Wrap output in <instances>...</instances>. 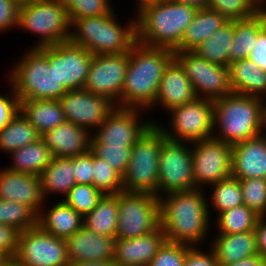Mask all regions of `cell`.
<instances>
[{
	"label": "cell",
	"mask_w": 266,
	"mask_h": 266,
	"mask_svg": "<svg viewBox=\"0 0 266 266\" xmlns=\"http://www.w3.org/2000/svg\"><path fill=\"white\" fill-rule=\"evenodd\" d=\"M174 59V51L139 43L129 51V65L121 91V106L129 108L155 105L161 78Z\"/></svg>",
	"instance_id": "1"
},
{
	"label": "cell",
	"mask_w": 266,
	"mask_h": 266,
	"mask_svg": "<svg viewBox=\"0 0 266 266\" xmlns=\"http://www.w3.org/2000/svg\"><path fill=\"white\" fill-rule=\"evenodd\" d=\"M201 192L195 188L167 194L166 200L159 198L160 227L166 241L192 247L204 240L210 219L208 203Z\"/></svg>",
	"instance_id": "2"
},
{
	"label": "cell",
	"mask_w": 266,
	"mask_h": 266,
	"mask_svg": "<svg viewBox=\"0 0 266 266\" xmlns=\"http://www.w3.org/2000/svg\"><path fill=\"white\" fill-rule=\"evenodd\" d=\"M10 73L19 100H59L67 92L56 75V44L33 47Z\"/></svg>",
	"instance_id": "3"
},
{
	"label": "cell",
	"mask_w": 266,
	"mask_h": 266,
	"mask_svg": "<svg viewBox=\"0 0 266 266\" xmlns=\"http://www.w3.org/2000/svg\"><path fill=\"white\" fill-rule=\"evenodd\" d=\"M198 9L174 0L146 7L136 18L137 41L175 50Z\"/></svg>",
	"instance_id": "4"
},
{
	"label": "cell",
	"mask_w": 266,
	"mask_h": 266,
	"mask_svg": "<svg viewBox=\"0 0 266 266\" xmlns=\"http://www.w3.org/2000/svg\"><path fill=\"white\" fill-rule=\"evenodd\" d=\"M263 100L260 97L231 93L213 102V136L226 144L234 145L262 134Z\"/></svg>",
	"instance_id": "5"
},
{
	"label": "cell",
	"mask_w": 266,
	"mask_h": 266,
	"mask_svg": "<svg viewBox=\"0 0 266 266\" xmlns=\"http://www.w3.org/2000/svg\"><path fill=\"white\" fill-rule=\"evenodd\" d=\"M114 12L102 16L73 19L69 40L84 47L93 55L121 54L129 52L137 42L136 21L123 28L115 21Z\"/></svg>",
	"instance_id": "6"
},
{
	"label": "cell",
	"mask_w": 266,
	"mask_h": 266,
	"mask_svg": "<svg viewBox=\"0 0 266 266\" xmlns=\"http://www.w3.org/2000/svg\"><path fill=\"white\" fill-rule=\"evenodd\" d=\"M163 133L153 124L132 146V155L122 175L127 192L147 193L160 198L158 193L159 155Z\"/></svg>",
	"instance_id": "7"
},
{
	"label": "cell",
	"mask_w": 266,
	"mask_h": 266,
	"mask_svg": "<svg viewBox=\"0 0 266 266\" xmlns=\"http://www.w3.org/2000/svg\"><path fill=\"white\" fill-rule=\"evenodd\" d=\"M70 25L62 0H30L20 4L18 26L41 35L34 48L69 40Z\"/></svg>",
	"instance_id": "8"
},
{
	"label": "cell",
	"mask_w": 266,
	"mask_h": 266,
	"mask_svg": "<svg viewBox=\"0 0 266 266\" xmlns=\"http://www.w3.org/2000/svg\"><path fill=\"white\" fill-rule=\"evenodd\" d=\"M118 213L116 238H136L160 227V201L155 195L120 191Z\"/></svg>",
	"instance_id": "9"
},
{
	"label": "cell",
	"mask_w": 266,
	"mask_h": 266,
	"mask_svg": "<svg viewBox=\"0 0 266 266\" xmlns=\"http://www.w3.org/2000/svg\"><path fill=\"white\" fill-rule=\"evenodd\" d=\"M15 266H68L66 241L39 225L19 232Z\"/></svg>",
	"instance_id": "10"
},
{
	"label": "cell",
	"mask_w": 266,
	"mask_h": 266,
	"mask_svg": "<svg viewBox=\"0 0 266 266\" xmlns=\"http://www.w3.org/2000/svg\"><path fill=\"white\" fill-rule=\"evenodd\" d=\"M174 58L183 67L198 98L203 95V99L214 102L232 93L228 67L209 62L194 51H174Z\"/></svg>",
	"instance_id": "11"
},
{
	"label": "cell",
	"mask_w": 266,
	"mask_h": 266,
	"mask_svg": "<svg viewBox=\"0 0 266 266\" xmlns=\"http://www.w3.org/2000/svg\"><path fill=\"white\" fill-rule=\"evenodd\" d=\"M182 141L167 139L163 134V143L159 155L158 192L167 194L194 190L195 181L192 170V149Z\"/></svg>",
	"instance_id": "12"
},
{
	"label": "cell",
	"mask_w": 266,
	"mask_h": 266,
	"mask_svg": "<svg viewBox=\"0 0 266 266\" xmlns=\"http://www.w3.org/2000/svg\"><path fill=\"white\" fill-rule=\"evenodd\" d=\"M170 112L174 132L158 126L167 139L193 143L214 136L213 101L197 97Z\"/></svg>",
	"instance_id": "13"
},
{
	"label": "cell",
	"mask_w": 266,
	"mask_h": 266,
	"mask_svg": "<svg viewBox=\"0 0 266 266\" xmlns=\"http://www.w3.org/2000/svg\"><path fill=\"white\" fill-rule=\"evenodd\" d=\"M195 143V144H194ZM192 170L195 187L232 176V145L214 137L193 142Z\"/></svg>",
	"instance_id": "14"
},
{
	"label": "cell",
	"mask_w": 266,
	"mask_h": 266,
	"mask_svg": "<svg viewBox=\"0 0 266 266\" xmlns=\"http://www.w3.org/2000/svg\"><path fill=\"white\" fill-rule=\"evenodd\" d=\"M129 65V52L121 54L93 55L83 89L108 98L118 107L121 91Z\"/></svg>",
	"instance_id": "15"
},
{
	"label": "cell",
	"mask_w": 266,
	"mask_h": 266,
	"mask_svg": "<svg viewBox=\"0 0 266 266\" xmlns=\"http://www.w3.org/2000/svg\"><path fill=\"white\" fill-rule=\"evenodd\" d=\"M66 121L82 128L97 129L116 107L108 98L85 89L67 91L59 100Z\"/></svg>",
	"instance_id": "16"
},
{
	"label": "cell",
	"mask_w": 266,
	"mask_h": 266,
	"mask_svg": "<svg viewBox=\"0 0 266 266\" xmlns=\"http://www.w3.org/2000/svg\"><path fill=\"white\" fill-rule=\"evenodd\" d=\"M137 109L139 108L115 107L93 137L101 145L133 146L154 124L150 121L140 123Z\"/></svg>",
	"instance_id": "17"
},
{
	"label": "cell",
	"mask_w": 266,
	"mask_h": 266,
	"mask_svg": "<svg viewBox=\"0 0 266 266\" xmlns=\"http://www.w3.org/2000/svg\"><path fill=\"white\" fill-rule=\"evenodd\" d=\"M93 54L70 40L56 44V75L67 91L83 89Z\"/></svg>",
	"instance_id": "18"
},
{
	"label": "cell",
	"mask_w": 266,
	"mask_h": 266,
	"mask_svg": "<svg viewBox=\"0 0 266 266\" xmlns=\"http://www.w3.org/2000/svg\"><path fill=\"white\" fill-rule=\"evenodd\" d=\"M0 199L26 204L38 215L45 202L39 176L3 169L0 171Z\"/></svg>",
	"instance_id": "19"
},
{
	"label": "cell",
	"mask_w": 266,
	"mask_h": 266,
	"mask_svg": "<svg viewBox=\"0 0 266 266\" xmlns=\"http://www.w3.org/2000/svg\"><path fill=\"white\" fill-rule=\"evenodd\" d=\"M165 241L161 227L136 238H116L113 261L116 266H149Z\"/></svg>",
	"instance_id": "20"
},
{
	"label": "cell",
	"mask_w": 266,
	"mask_h": 266,
	"mask_svg": "<svg viewBox=\"0 0 266 266\" xmlns=\"http://www.w3.org/2000/svg\"><path fill=\"white\" fill-rule=\"evenodd\" d=\"M65 241L69 262L114 259V237L89 231L83 226Z\"/></svg>",
	"instance_id": "21"
},
{
	"label": "cell",
	"mask_w": 266,
	"mask_h": 266,
	"mask_svg": "<svg viewBox=\"0 0 266 266\" xmlns=\"http://www.w3.org/2000/svg\"><path fill=\"white\" fill-rule=\"evenodd\" d=\"M232 177L266 178V135L232 145Z\"/></svg>",
	"instance_id": "22"
},
{
	"label": "cell",
	"mask_w": 266,
	"mask_h": 266,
	"mask_svg": "<svg viewBox=\"0 0 266 266\" xmlns=\"http://www.w3.org/2000/svg\"><path fill=\"white\" fill-rule=\"evenodd\" d=\"M90 137L86 129L69 121L41 135L53 157H75L88 153L91 147Z\"/></svg>",
	"instance_id": "23"
},
{
	"label": "cell",
	"mask_w": 266,
	"mask_h": 266,
	"mask_svg": "<svg viewBox=\"0 0 266 266\" xmlns=\"http://www.w3.org/2000/svg\"><path fill=\"white\" fill-rule=\"evenodd\" d=\"M197 98L194 87L183 67L174 58L167 66L155 100L167 110L187 104Z\"/></svg>",
	"instance_id": "24"
},
{
	"label": "cell",
	"mask_w": 266,
	"mask_h": 266,
	"mask_svg": "<svg viewBox=\"0 0 266 266\" xmlns=\"http://www.w3.org/2000/svg\"><path fill=\"white\" fill-rule=\"evenodd\" d=\"M220 266L228 265L258 254L254 230L237 234H219L213 243Z\"/></svg>",
	"instance_id": "25"
},
{
	"label": "cell",
	"mask_w": 266,
	"mask_h": 266,
	"mask_svg": "<svg viewBox=\"0 0 266 266\" xmlns=\"http://www.w3.org/2000/svg\"><path fill=\"white\" fill-rule=\"evenodd\" d=\"M228 70L233 93L260 98L266 93V72L249 58L230 63Z\"/></svg>",
	"instance_id": "26"
},
{
	"label": "cell",
	"mask_w": 266,
	"mask_h": 266,
	"mask_svg": "<svg viewBox=\"0 0 266 266\" xmlns=\"http://www.w3.org/2000/svg\"><path fill=\"white\" fill-rule=\"evenodd\" d=\"M228 21L224 15L208 7L198 9L174 51H193Z\"/></svg>",
	"instance_id": "27"
},
{
	"label": "cell",
	"mask_w": 266,
	"mask_h": 266,
	"mask_svg": "<svg viewBox=\"0 0 266 266\" xmlns=\"http://www.w3.org/2000/svg\"><path fill=\"white\" fill-rule=\"evenodd\" d=\"M48 212L37 215V225L57 238L67 239L83 227L84 217L64 201L53 205Z\"/></svg>",
	"instance_id": "28"
},
{
	"label": "cell",
	"mask_w": 266,
	"mask_h": 266,
	"mask_svg": "<svg viewBox=\"0 0 266 266\" xmlns=\"http://www.w3.org/2000/svg\"><path fill=\"white\" fill-rule=\"evenodd\" d=\"M20 112L40 135L66 121L58 100L23 99L20 100Z\"/></svg>",
	"instance_id": "29"
},
{
	"label": "cell",
	"mask_w": 266,
	"mask_h": 266,
	"mask_svg": "<svg viewBox=\"0 0 266 266\" xmlns=\"http://www.w3.org/2000/svg\"><path fill=\"white\" fill-rule=\"evenodd\" d=\"M118 214V194H104L95 209L84 216L83 226L116 239Z\"/></svg>",
	"instance_id": "30"
},
{
	"label": "cell",
	"mask_w": 266,
	"mask_h": 266,
	"mask_svg": "<svg viewBox=\"0 0 266 266\" xmlns=\"http://www.w3.org/2000/svg\"><path fill=\"white\" fill-rule=\"evenodd\" d=\"M39 178L44 197L50 192H61L66 196L76 185L72 157H53Z\"/></svg>",
	"instance_id": "31"
},
{
	"label": "cell",
	"mask_w": 266,
	"mask_h": 266,
	"mask_svg": "<svg viewBox=\"0 0 266 266\" xmlns=\"http://www.w3.org/2000/svg\"><path fill=\"white\" fill-rule=\"evenodd\" d=\"M13 166L7 168L15 172L31 173L39 176L49 165L53 156L42 138L34 143L13 151Z\"/></svg>",
	"instance_id": "32"
},
{
	"label": "cell",
	"mask_w": 266,
	"mask_h": 266,
	"mask_svg": "<svg viewBox=\"0 0 266 266\" xmlns=\"http://www.w3.org/2000/svg\"><path fill=\"white\" fill-rule=\"evenodd\" d=\"M41 138L37 129L19 111L17 115L0 130V150L13 151L34 143Z\"/></svg>",
	"instance_id": "33"
},
{
	"label": "cell",
	"mask_w": 266,
	"mask_h": 266,
	"mask_svg": "<svg viewBox=\"0 0 266 266\" xmlns=\"http://www.w3.org/2000/svg\"><path fill=\"white\" fill-rule=\"evenodd\" d=\"M233 35L234 20H229L193 51L209 62L229 67V48Z\"/></svg>",
	"instance_id": "34"
},
{
	"label": "cell",
	"mask_w": 266,
	"mask_h": 266,
	"mask_svg": "<svg viewBox=\"0 0 266 266\" xmlns=\"http://www.w3.org/2000/svg\"><path fill=\"white\" fill-rule=\"evenodd\" d=\"M261 29V22L257 14L249 18L234 20L233 42L229 48V64L249 57Z\"/></svg>",
	"instance_id": "35"
},
{
	"label": "cell",
	"mask_w": 266,
	"mask_h": 266,
	"mask_svg": "<svg viewBox=\"0 0 266 266\" xmlns=\"http://www.w3.org/2000/svg\"><path fill=\"white\" fill-rule=\"evenodd\" d=\"M218 229L220 234H237L255 229L259 216L245 204L231 208L218 214Z\"/></svg>",
	"instance_id": "36"
},
{
	"label": "cell",
	"mask_w": 266,
	"mask_h": 266,
	"mask_svg": "<svg viewBox=\"0 0 266 266\" xmlns=\"http://www.w3.org/2000/svg\"><path fill=\"white\" fill-rule=\"evenodd\" d=\"M0 224L23 232L37 225V214L26 204L0 199Z\"/></svg>",
	"instance_id": "37"
},
{
	"label": "cell",
	"mask_w": 266,
	"mask_h": 266,
	"mask_svg": "<svg viewBox=\"0 0 266 266\" xmlns=\"http://www.w3.org/2000/svg\"><path fill=\"white\" fill-rule=\"evenodd\" d=\"M211 185V201L219 214L244 204L239 179L231 176Z\"/></svg>",
	"instance_id": "38"
},
{
	"label": "cell",
	"mask_w": 266,
	"mask_h": 266,
	"mask_svg": "<svg viewBox=\"0 0 266 266\" xmlns=\"http://www.w3.org/2000/svg\"><path fill=\"white\" fill-rule=\"evenodd\" d=\"M92 185L104 194H118L124 191L122 175L105 160L93 154Z\"/></svg>",
	"instance_id": "39"
},
{
	"label": "cell",
	"mask_w": 266,
	"mask_h": 266,
	"mask_svg": "<svg viewBox=\"0 0 266 266\" xmlns=\"http://www.w3.org/2000/svg\"><path fill=\"white\" fill-rule=\"evenodd\" d=\"M103 195L93 185L76 184L63 201L84 217L95 209Z\"/></svg>",
	"instance_id": "40"
},
{
	"label": "cell",
	"mask_w": 266,
	"mask_h": 266,
	"mask_svg": "<svg viewBox=\"0 0 266 266\" xmlns=\"http://www.w3.org/2000/svg\"><path fill=\"white\" fill-rule=\"evenodd\" d=\"M243 203L259 217H266V178L239 180Z\"/></svg>",
	"instance_id": "41"
},
{
	"label": "cell",
	"mask_w": 266,
	"mask_h": 266,
	"mask_svg": "<svg viewBox=\"0 0 266 266\" xmlns=\"http://www.w3.org/2000/svg\"><path fill=\"white\" fill-rule=\"evenodd\" d=\"M90 151L95 156L105 160L113 169L123 175L132 155V146L101 145L92 136Z\"/></svg>",
	"instance_id": "42"
},
{
	"label": "cell",
	"mask_w": 266,
	"mask_h": 266,
	"mask_svg": "<svg viewBox=\"0 0 266 266\" xmlns=\"http://www.w3.org/2000/svg\"><path fill=\"white\" fill-rule=\"evenodd\" d=\"M258 3L255 0H208L207 7L218 11L228 20H239L256 14Z\"/></svg>",
	"instance_id": "43"
},
{
	"label": "cell",
	"mask_w": 266,
	"mask_h": 266,
	"mask_svg": "<svg viewBox=\"0 0 266 266\" xmlns=\"http://www.w3.org/2000/svg\"><path fill=\"white\" fill-rule=\"evenodd\" d=\"M109 0H62L69 21L73 19L102 16L110 13Z\"/></svg>",
	"instance_id": "44"
},
{
	"label": "cell",
	"mask_w": 266,
	"mask_h": 266,
	"mask_svg": "<svg viewBox=\"0 0 266 266\" xmlns=\"http://www.w3.org/2000/svg\"><path fill=\"white\" fill-rule=\"evenodd\" d=\"M191 246L165 241L149 266H184L187 250Z\"/></svg>",
	"instance_id": "45"
},
{
	"label": "cell",
	"mask_w": 266,
	"mask_h": 266,
	"mask_svg": "<svg viewBox=\"0 0 266 266\" xmlns=\"http://www.w3.org/2000/svg\"><path fill=\"white\" fill-rule=\"evenodd\" d=\"M72 167L76 184L92 185L93 153L91 151L72 157Z\"/></svg>",
	"instance_id": "46"
},
{
	"label": "cell",
	"mask_w": 266,
	"mask_h": 266,
	"mask_svg": "<svg viewBox=\"0 0 266 266\" xmlns=\"http://www.w3.org/2000/svg\"><path fill=\"white\" fill-rule=\"evenodd\" d=\"M19 8L17 0H0V31L18 27Z\"/></svg>",
	"instance_id": "47"
},
{
	"label": "cell",
	"mask_w": 266,
	"mask_h": 266,
	"mask_svg": "<svg viewBox=\"0 0 266 266\" xmlns=\"http://www.w3.org/2000/svg\"><path fill=\"white\" fill-rule=\"evenodd\" d=\"M19 231L12 226L0 224V251L13 259L17 250Z\"/></svg>",
	"instance_id": "48"
},
{
	"label": "cell",
	"mask_w": 266,
	"mask_h": 266,
	"mask_svg": "<svg viewBox=\"0 0 266 266\" xmlns=\"http://www.w3.org/2000/svg\"><path fill=\"white\" fill-rule=\"evenodd\" d=\"M14 95V96H13ZM13 97L0 95V130L5 127L20 111V100L14 89Z\"/></svg>",
	"instance_id": "49"
},
{
	"label": "cell",
	"mask_w": 266,
	"mask_h": 266,
	"mask_svg": "<svg viewBox=\"0 0 266 266\" xmlns=\"http://www.w3.org/2000/svg\"><path fill=\"white\" fill-rule=\"evenodd\" d=\"M184 266H220L216 259L214 251L209 254L202 253L192 246L187 250Z\"/></svg>",
	"instance_id": "50"
},
{
	"label": "cell",
	"mask_w": 266,
	"mask_h": 266,
	"mask_svg": "<svg viewBox=\"0 0 266 266\" xmlns=\"http://www.w3.org/2000/svg\"><path fill=\"white\" fill-rule=\"evenodd\" d=\"M248 58L266 72V32L263 29L259 31L254 48Z\"/></svg>",
	"instance_id": "51"
},
{
	"label": "cell",
	"mask_w": 266,
	"mask_h": 266,
	"mask_svg": "<svg viewBox=\"0 0 266 266\" xmlns=\"http://www.w3.org/2000/svg\"><path fill=\"white\" fill-rule=\"evenodd\" d=\"M265 217H259L255 225L258 254L266 257V222Z\"/></svg>",
	"instance_id": "52"
},
{
	"label": "cell",
	"mask_w": 266,
	"mask_h": 266,
	"mask_svg": "<svg viewBox=\"0 0 266 266\" xmlns=\"http://www.w3.org/2000/svg\"><path fill=\"white\" fill-rule=\"evenodd\" d=\"M266 257L259 254L224 266H264Z\"/></svg>",
	"instance_id": "53"
},
{
	"label": "cell",
	"mask_w": 266,
	"mask_h": 266,
	"mask_svg": "<svg viewBox=\"0 0 266 266\" xmlns=\"http://www.w3.org/2000/svg\"><path fill=\"white\" fill-rule=\"evenodd\" d=\"M68 266H116L113 260L69 262Z\"/></svg>",
	"instance_id": "54"
},
{
	"label": "cell",
	"mask_w": 266,
	"mask_h": 266,
	"mask_svg": "<svg viewBox=\"0 0 266 266\" xmlns=\"http://www.w3.org/2000/svg\"><path fill=\"white\" fill-rule=\"evenodd\" d=\"M179 3H184L186 5L195 7L196 9L206 8L208 5V0H174Z\"/></svg>",
	"instance_id": "55"
},
{
	"label": "cell",
	"mask_w": 266,
	"mask_h": 266,
	"mask_svg": "<svg viewBox=\"0 0 266 266\" xmlns=\"http://www.w3.org/2000/svg\"><path fill=\"white\" fill-rule=\"evenodd\" d=\"M261 5L258 4L256 9V14L260 19L262 29L266 32V8L264 9Z\"/></svg>",
	"instance_id": "56"
},
{
	"label": "cell",
	"mask_w": 266,
	"mask_h": 266,
	"mask_svg": "<svg viewBox=\"0 0 266 266\" xmlns=\"http://www.w3.org/2000/svg\"><path fill=\"white\" fill-rule=\"evenodd\" d=\"M163 1H165V0H139L138 13L141 12L146 7H149L151 5L159 4V3L163 2Z\"/></svg>",
	"instance_id": "57"
},
{
	"label": "cell",
	"mask_w": 266,
	"mask_h": 266,
	"mask_svg": "<svg viewBox=\"0 0 266 266\" xmlns=\"http://www.w3.org/2000/svg\"><path fill=\"white\" fill-rule=\"evenodd\" d=\"M266 128V104L263 106L262 129Z\"/></svg>",
	"instance_id": "58"
},
{
	"label": "cell",
	"mask_w": 266,
	"mask_h": 266,
	"mask_svg": "<svg viewBox=\"0 0 266 266\" xmlns=\"http://www.w3.org/2000/svg\"><path fill=\"white\" fill-rule=\"evenodd\" d=\"M9 259L0 251V266L4 265Z\"/></svg>",
	"instance_id": "59"
},
{
	"label": "cell",
	"mask_w": 266,
	"mask_h": 266,
	"mask_svg": "<svg viewBox=\"0 0 266 266\" xmlns=\"http://www.w3.org/2000/svg\"><path fill=\"white\" fill-rule=\"evenodd\" d=\"M2 266H15L14 260L13 259H9L4 265Z\"/></svg>",
	"instance_id": "60"
},
{
	"label": "cell",
	"mask_w": 266,
	"mask_h": 266,
	"mask_svg": "<svg viewBox=\"0 0 266 266\" xmlns=\"http://www.w3.org/2000/svg\"><path fill=\"white\" fill-rule=\"evenodd\" d=\"M258 4L265 2V0H255Z\"/></svg>",
	"instance_id": "61"
},
{
	"label": "cell",
	"mask_w": 266,
	"mask_h": 266,
	"mask_svg": "<svg viewBox=\"0 0 266 266\" xmlns=\"http://www.w3.org/2000/svg\"><path fill=\"white\" fill-rule=\"evenodd\" d=\"M20 4L26 3V0H17Z\"/></svg>",
	"instance_id": "62"
}]
</instances>
